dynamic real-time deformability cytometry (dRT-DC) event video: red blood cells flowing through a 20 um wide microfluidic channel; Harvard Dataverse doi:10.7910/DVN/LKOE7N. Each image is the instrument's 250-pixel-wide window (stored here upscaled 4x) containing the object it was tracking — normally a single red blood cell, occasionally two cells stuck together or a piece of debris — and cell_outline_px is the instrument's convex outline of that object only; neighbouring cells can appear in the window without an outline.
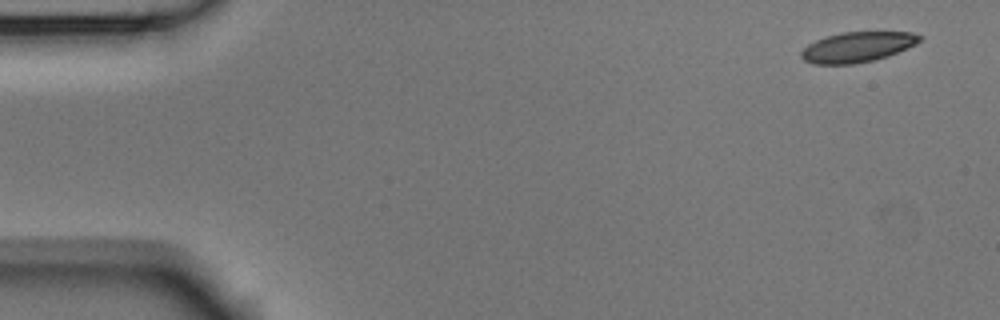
{"species": "Egyptian fruit bat (a non-hibernating species)", "species_latin": "Rousettus aegyptiacus", "temperature_condition": "room temperature", "stored_images_in_passage": 7, "camera_frame_rate_fps": 3000, "um_per_image_px": 0.085, "animal": {"sex": "male"}, "frame": {"image": 1, "passage_image": 1, "time_ms": 0.0, "image_size_px": [1000, 320], "cell_outline_px": [[924, 40], [908, 48], [888, 56], [872, 60], [852, 64], [812, 64], [804, 60], [800, 56], [800, 52], [808, 44], [816, 40], [828, 36], [844, 32], [912, 32], [924, 36]], "centroid_in_image_um": [72.92, 3.99], "position_along_channel_um": 12.1, "area_um2": 20.92}}
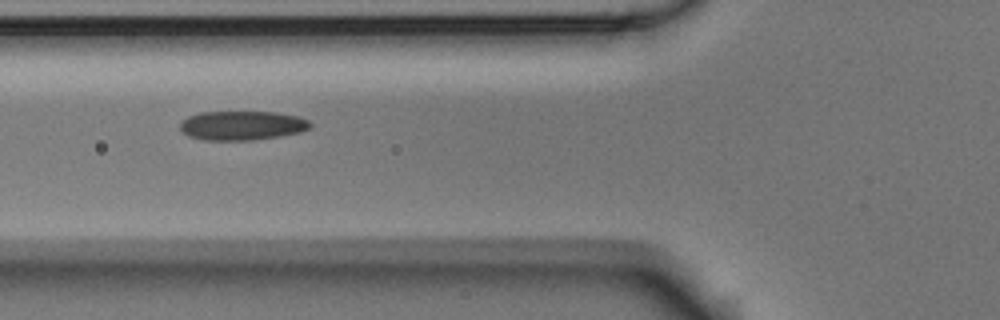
{"frame": {"image": 2, "passage_image": 6, "time_ms": 1.667, "image_size_px": [1000, 320], "cell_outline_px": [[312, 128], [300, 132], [280, 136], [252, 140], [204, 140], [188, 136], [180, 128], [180, 124], [188, 116], [200, 112], [276, 112], [300, 116], [308, 120], [312, 124]], "centroid_in_image_um": [20.62, 10.66], "position_along_channel_um": 105.2, "area_um2": 22.25}}
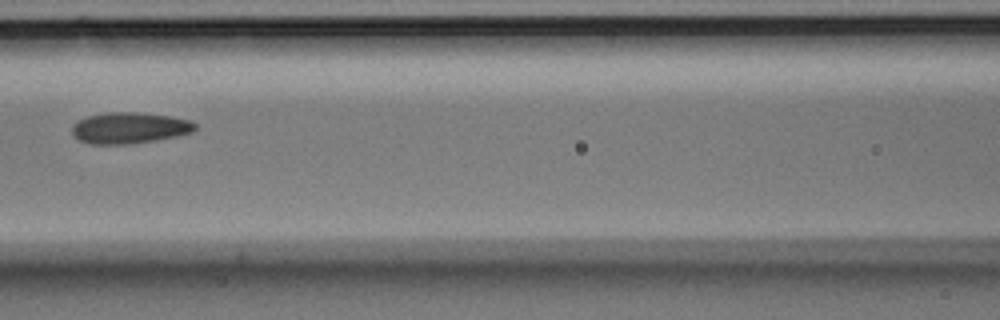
{"frame": {"image": 3, "passage_image": 7, "time_ms": 2.0, "image_size_px": [1000, 320], "cell_outline_px": [[196, 128], [192, 132], [176, 136], [128, 144], [88, 144], [80, 140], [72, 132], [72, 124], [76, 120], [88, 116], [108, 112], [136, 112], [168, 116], [192, 120], [196, 124]], "centroid_in_image_um": [10.98, 10.86], "position_along_channel_um": 155.6, "area_um2": 22.25}}